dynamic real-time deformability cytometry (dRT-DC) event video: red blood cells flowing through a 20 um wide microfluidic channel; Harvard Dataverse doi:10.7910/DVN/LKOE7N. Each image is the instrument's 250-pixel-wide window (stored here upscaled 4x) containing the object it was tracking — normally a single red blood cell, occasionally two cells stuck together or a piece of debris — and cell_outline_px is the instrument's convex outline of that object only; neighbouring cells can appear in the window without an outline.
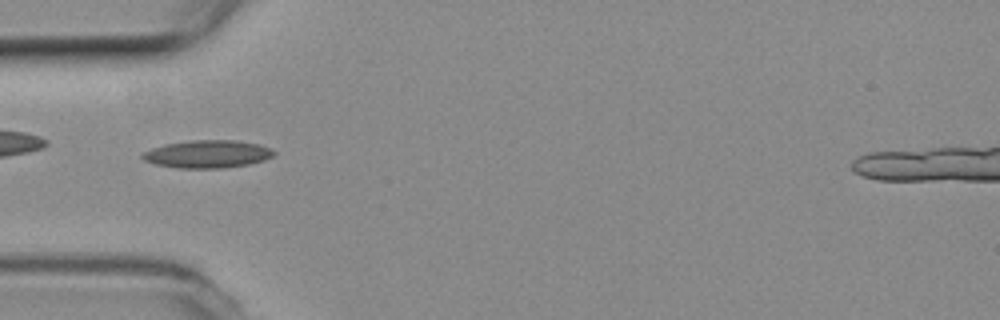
{"species": "common noctule bat (a hibernating species)", "species_latin": "Nyctalus noctula", "temperature_condition": "room temperature", "stored_images_in_passage": 53, "camera_frame_rate_fps": 3000, "um_per_image_px": 0.085, "animal": {"sex": "female", "body_mass_g": 19.3, "forearm_length_mm": 54.1}, "frame": {"image": 1, "passage_image": 16, "time_ms": 5.0, "image_size_px": [1000, 320], "cell_outline_px": [[276, 152], [272, 156], [264, 160], [248, 164], [224, 168], [176, 168], [156, 164], [144, 160], [140, 156], [144, 152], [152, 148], [164, 144], [192, 140], [236, 140], [260, 144], [272, 148]], "centroid_in_image_um": [17.65, 13.09], "position_along_channel_um": 67.3, "area_um2": 21.33}}
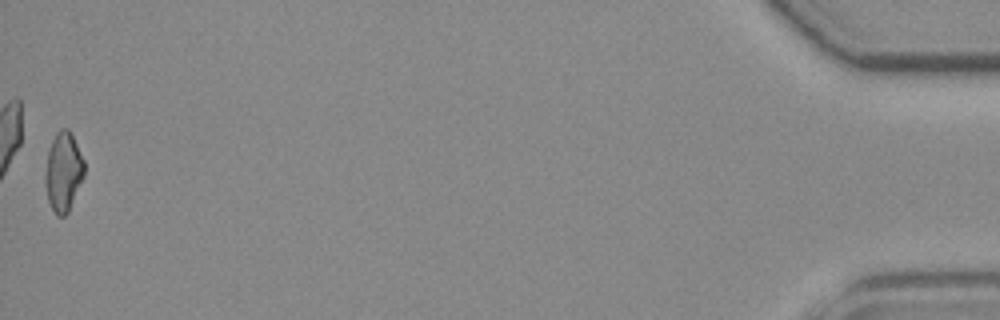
{"frame": {"image": 2, "passage_image": 53, "time_ms": 17.333, "image_size_px": [1000, 320], "cell_outline_px": [[84, 176], [68, 212], [64, 216], [56, 216], [48, 200], [44, 180], [44, 176], [48, 152], [52, 140], [56, 132], [60, 128], [68, 128], [84, 160]], "centroid_in_image_um": [5.37, 14.61], "position_along_channel_um": 429.8, "area_um2": 17.92}, "authors_computed_cell_mechanics": {"area_um2": 18.6694, "velocity_mm_per_s": 3.7734, "shape_relaxation_time_tau1_ms": null, "shape_relaxation_time_tau2_ms": 4.8123, "deformation_change_tau1": null, "deformation_change_tau2": 0.1298}}